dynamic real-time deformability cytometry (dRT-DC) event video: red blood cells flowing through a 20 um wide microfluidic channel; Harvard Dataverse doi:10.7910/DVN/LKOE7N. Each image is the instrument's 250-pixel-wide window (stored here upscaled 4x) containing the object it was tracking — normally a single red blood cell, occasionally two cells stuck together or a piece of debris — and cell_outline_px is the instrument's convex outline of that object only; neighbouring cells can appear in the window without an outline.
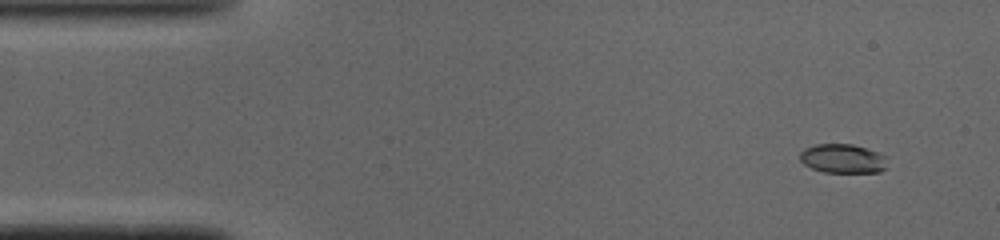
{"species": "common noctule bat (a hibernating species)", "species_latin": "Nyctalus noctula", "temperature_condition": "cold", "stored_images_in_passage": 49, "camera_frame_rate_fps": 3000, "um_per_image_px": 0.085, "animal": {"sex": "male", "body_mass_g": 19.0, "forearm_length_mm": 50.8}, "frame": {"image": 1, "passage_image": 4, "time_ms": 1.0, "image_size_px": [1000, 240], "cell_outline_px": [[884, 168], [880, 172], [824, 172], [812, 168], [804, 164], [800, 160], [800, 152], [804, 148], [816, 144], [852, 144], [876, 152], [884, 156]], "centroid_in_image_um": [71.56, 13.48], "position_along_channel_um": 13.4, "area_um2": 14.51}}
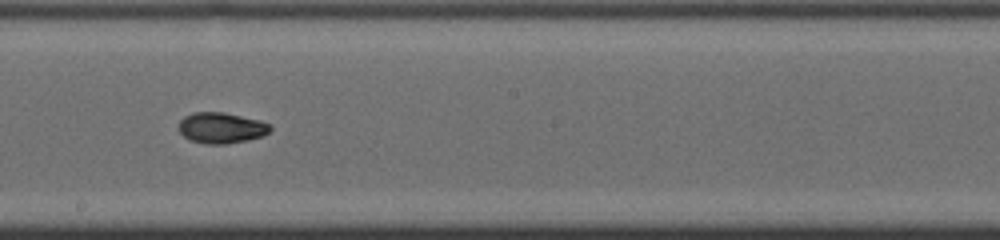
{"frame": {"image": 2, "passage_image": 27, "time_ms": 8.667, "image_size_px": [1000, 240], "cell_outline_px": [[272, 128], [264, 136], [248, 140], [228, 144], [204, 144], [188, 140], [176, 128], [180, 120], [184, 116], [192, 112], [224, 112], [260, 120], [272, 124]], "centroid_in_image_um": [18.8, 10.87], "position_along_channel_um": 229.4, "area_um2": 16.88}}
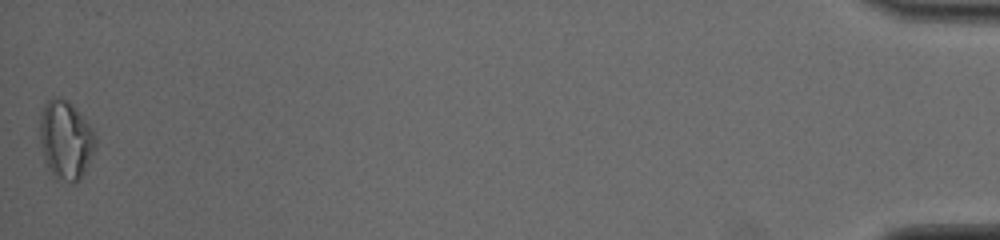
{"frame": {"image": 3, "passage_image": 49, "time_ms": 16.0, "image_size_px": [1000, 240], "cell_outline_px": [[96, 144], [80, 180], [72, 184], [56, 180], [48, 168], [44, 160], [40, 140], [40, 112], [44, 104], [52, 96], [60, 96], [68, 100], [76, 108], [92, 128], [96, 136]], "centroid_in_image_um": [5.56, 11.88], "position_along_channel_um": 429.6, "area_um2": 25.84}, "authors_computed_cell_mechanics": {"area_um2": 16.0684, "velocity_mm_per_s": 4.1014, "shape_relaxation_time_tau1_ms": 3.0132, "shape_relaxation_time_tau2_ms": 3.3917, "deformation_change_tau1": 0.1378, "deformation_change_tau2": 0.0637}}